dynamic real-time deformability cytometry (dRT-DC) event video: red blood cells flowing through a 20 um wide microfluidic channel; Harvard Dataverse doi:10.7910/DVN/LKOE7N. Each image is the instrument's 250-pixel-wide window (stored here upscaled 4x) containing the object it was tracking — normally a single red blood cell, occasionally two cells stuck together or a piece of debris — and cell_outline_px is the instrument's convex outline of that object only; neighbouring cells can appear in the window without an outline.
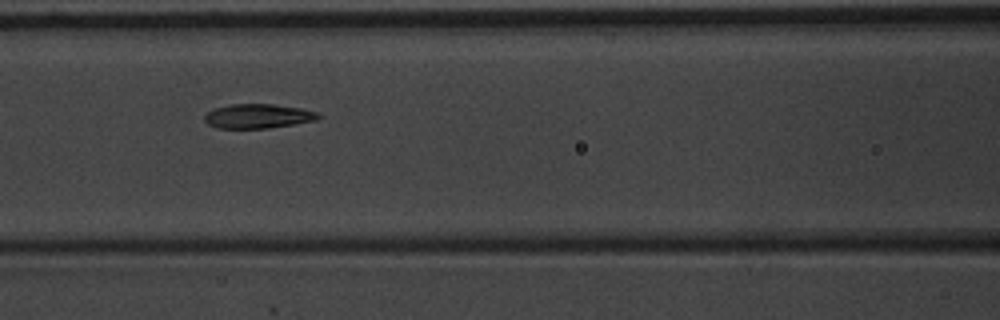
{"species": "common noctule bat (a hibernating species)", "species_latin": "Nyctalus noctula", "temperature_condition": "warm", "stored_images_in_passage": 7, "camera_frame_rate_fps": 3000, "um_per_image_px": 0.085, "animal": {"sex": "male", "body_mass_g": 20.1, "forearm_length_mm": 53.5}, "frame": {"image": 1, "passage_image": 6, "time_ms": 1.667, "image_size_px": [1000, 320], "cell_outline_px": [[320, 116], [316, 120], [268, 128], [216, 128], [208, 124], [204, 120], [204, 116], [208, 112], [216, 108], [232, 104], [272, 104], [300, 108], [316, 112]], "centroid_in_image_um": [21.89, 9.87], "position_along_channel_um": 144.7, "area_um2": 15.9}}
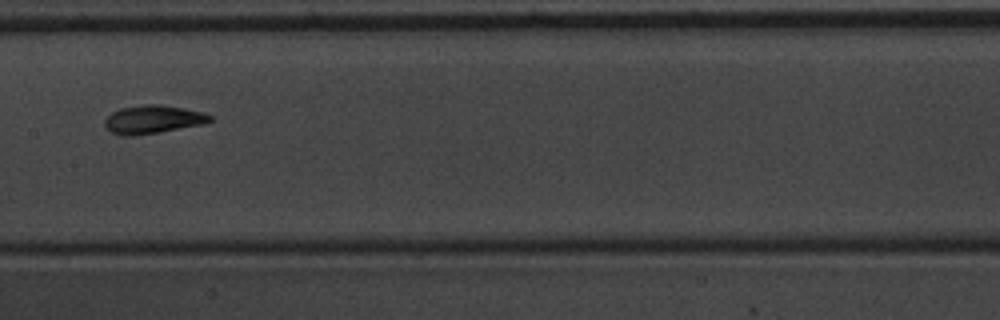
{"frame": {"image": 2, "passage_image": 7, "time_ms": 2.0, "image_size_px": [1000, 320], "cell_outline_px": [[212, 120], [204, 124], [132, 136], [124, 136], [112, 132], [104, 124], [104, 120], [112, 112], [120, 108], [144, 104], [160, 104], [184, 108], [204, 112], [212, 116]], "centroid_in_image_um": [13.01, 10.13], "position_along_channel_um": 194.4, "area_um2": 17.22}}